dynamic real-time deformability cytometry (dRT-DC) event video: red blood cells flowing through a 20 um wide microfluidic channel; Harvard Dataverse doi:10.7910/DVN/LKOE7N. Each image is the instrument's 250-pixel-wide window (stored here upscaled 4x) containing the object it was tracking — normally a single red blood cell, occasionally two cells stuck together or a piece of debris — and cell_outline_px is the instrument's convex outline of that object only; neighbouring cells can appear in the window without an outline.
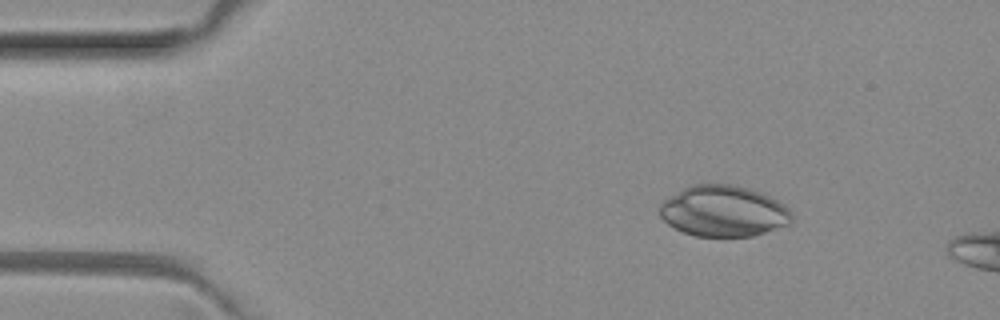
{"species": "common noctule bat (a hibernating species)", "species_latin": "Nyctalus noctula", "temperature_condition": "room temperature", "stored_images_in_passage": 3, "camera_frame_rate_fps": 3000, "um_per_image_px": 0.085, "animal": {"sex": "female", "body_mass_g": 29.2, "forearm_length_mm": 56.3}, "frame": {"image": 1, "passage_image": 1, "time_ms": 0.0, "image_size_px": [1000, 320], "cell_outline_px": [[792, 220], [788, 224], [752, 236], [696, 236], [684, 232], [668, 224], [660, 216], [660, 204], [664, 200], [684, 188], [692, 184], [728, 184], [748, 188], [760, 192], [784, 204], [792, 212]], "centroid_in_image_um": [61.5, 17.94], "position_along_channel_um": 23.5, "area_um2": 38.9}}